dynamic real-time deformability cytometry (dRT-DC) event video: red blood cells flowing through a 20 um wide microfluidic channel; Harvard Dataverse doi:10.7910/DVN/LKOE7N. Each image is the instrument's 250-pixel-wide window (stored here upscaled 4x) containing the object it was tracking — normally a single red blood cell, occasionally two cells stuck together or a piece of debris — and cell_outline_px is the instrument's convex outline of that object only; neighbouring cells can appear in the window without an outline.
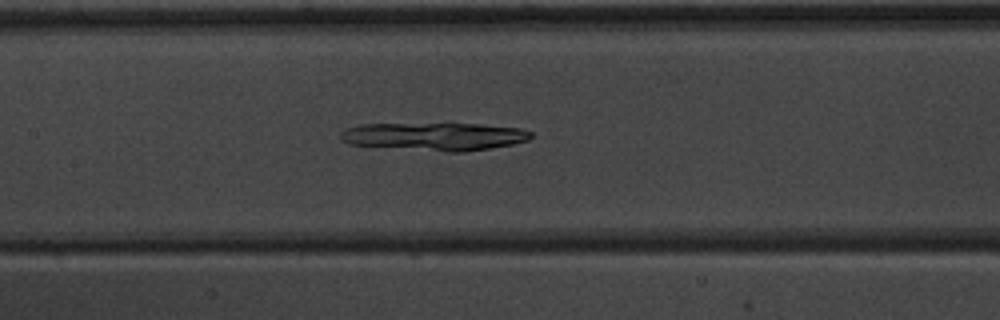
{"species": "common noctule bat (a hibernating species)", "species_latin": "Nyctalus noctula", "temperature_condition": "warm", "stored_images_in_passage": 42, "camera_frame_rate_fps": 3000, "um_per_image_px": 0.085, "animal": {"sex": "male", "body_mass_g": 20.1, "forearm_length_mm": 53.5}, "frame": {"image": 1, "passage_image": 16, "time_ms": 5.0, "image_size_px": [1000, 320], "cell_outline_px": [[532, 136], [528, 140], [512, 144], [464, 152], [448, 152], [348, 144], [340, 140], [340, 132], [344, 128], [360, 124], [480, 124], [520, 128], [532, 132]], "centroid_in_image_um": [36.9, 11.6], "position_along_channel_um": 170.5, "area_um2": 30.92}}
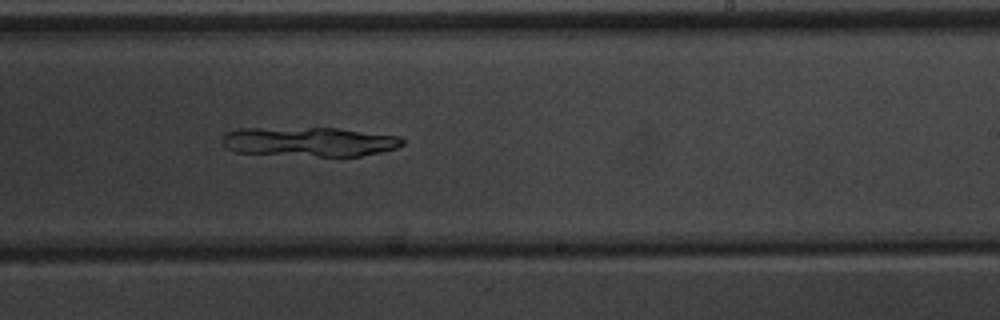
{"frame": {"image": 2, "passage_image": 23, "time_ms": 7.333, "image_size_px": [1000, 320], "cell_outline_px": [[404, 144], [396, 148], [380, 152], [340, 160], [236, 152], [228, 148], [220, 140], [224, 132], [236, 128], [340, 128], [400, 136], [404, 140]], "centroid_in_image_um": [26.31, 12.09], "position_along_channel_um": 262.7, "area_um2": 32.48}}
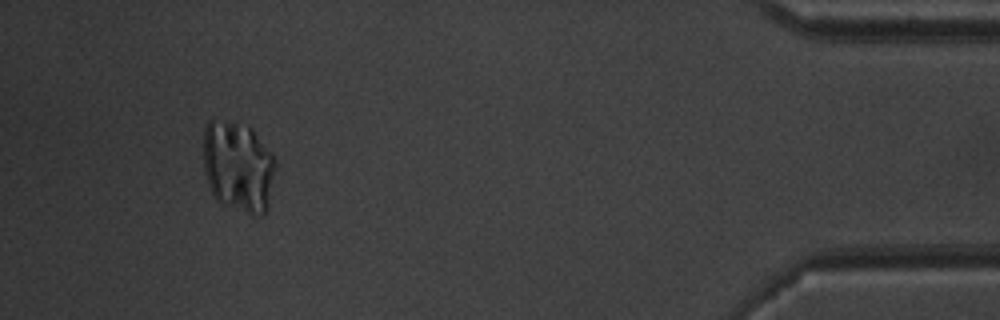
{"frame": {"image": 3, "passage_image": 39, "time_ms": 12.667, "image_size_px": [1000, 320], "cell_outline_px": [[276, 168], [268, 208], [264, 216], [252, 216], [220, 204], [216, 200], [208, 184], [204, 168], [204, 128], [208, 120], [212, 120], [236, 124], [248, 128], [252, 132], [276, 160]], "centroid_in_image_um": [20.24, 14.27], "position_along_channel_um": 415.0, "area_um2": 38.09}}